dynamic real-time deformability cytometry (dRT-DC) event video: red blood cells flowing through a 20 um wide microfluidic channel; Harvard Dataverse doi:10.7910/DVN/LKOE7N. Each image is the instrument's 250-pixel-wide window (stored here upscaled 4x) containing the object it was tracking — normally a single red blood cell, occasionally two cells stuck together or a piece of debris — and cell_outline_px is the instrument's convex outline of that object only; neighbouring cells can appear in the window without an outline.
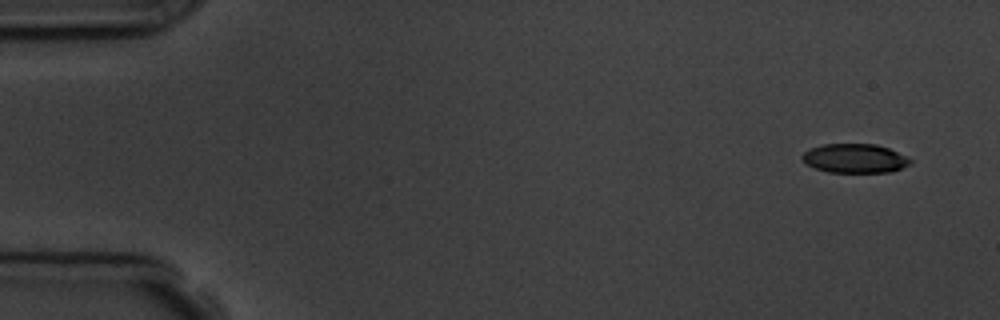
{"species": "common noctule bat (a hibernating species)", "species_latin": "Nyctalus noctula", "temperature_condition": "room temperature", "stored_images_in_passage": 8, "camera_frame_rate_fps": 3000, "um_per_image_px": 0.085, "animal": {"sex": "male", "body_mass_g": 19.5, "forearm_length_mm": 54.6}, "frame": {"image": 1, "passage_image": 1, "time_ms": 0.0, "image_size_px": [1000, 320], "cell_outline_px": [[912, 164], [888, 172], [828, 172], [804, 164], [800, 156], [804, 152], [820, 144], [876, 144], [888, 148], [912, 160]], "centroid_in_image_um": [72.61, 13.46], "position_along_channel_um": 12.4, "area_um2": 18.26}}
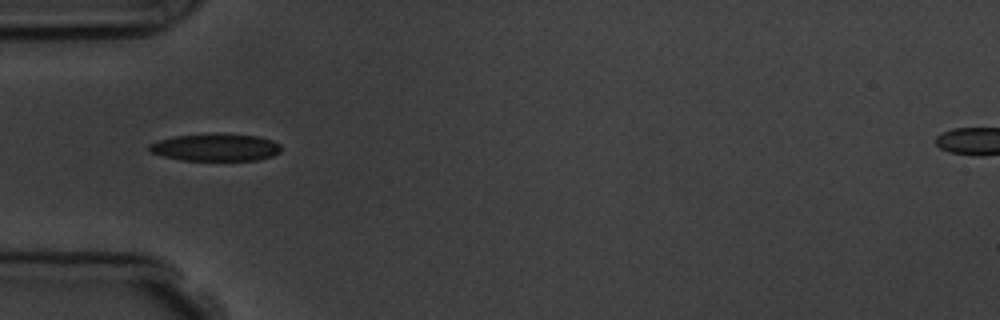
{"frame": {"image": 2, "passage_image": 5, "time_ms": 4.667, "image_size_px": [1000, 320], "cell_outline_px": [[280, 152], [272, 156], [256, 160], [180, 160], [164, 156], [152, 152], [148, 148], [148, 144], [160, 140], [176, 136], [224, 132], [256, 136], [272, 140], [280, 144]], "centroid_in_image_um": [18.35, 12.51], "position_along_channel_um": 66.7, "area_um2": 21.1}}
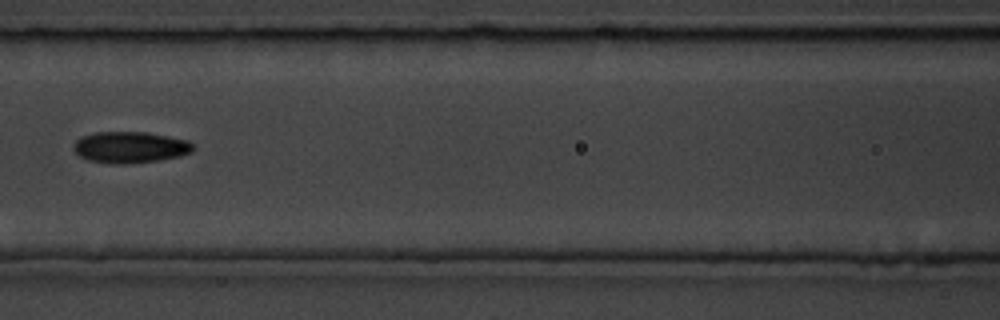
{"frame": {"image": 3, "passage_image": 7, "time_ms": 7.0, "image_size_px": [1000, 320], "cell_outline_px": [[196, 148], [192, 152], [180, 156], [160, 160], [128, 164], [108, 164], [88, 160], [80, 156], [72, 148], [72, 144], [76, 140], [84, 136], [96, 132], [148, 132], [188, 140]], "centroid_in_image_um": [11.07, 12.53], "position_along_channel_um": 155.5, "area_um2": 22.08}}